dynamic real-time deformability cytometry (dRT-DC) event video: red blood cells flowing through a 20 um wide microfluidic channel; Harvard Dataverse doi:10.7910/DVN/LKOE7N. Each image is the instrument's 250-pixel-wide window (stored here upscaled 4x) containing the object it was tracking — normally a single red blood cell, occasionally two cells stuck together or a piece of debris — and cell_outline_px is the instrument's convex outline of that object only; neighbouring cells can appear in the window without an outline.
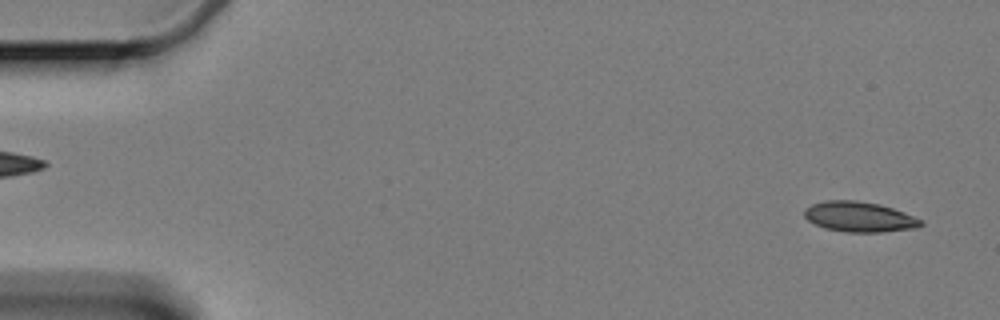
{"species": "Egyptian fruit bat (a non-hibernating species)", "species_latin": "Rousettus aegyptiacus", "temperature_condition": "cold", "stored_images_in_passage": 58, "camera_frame_rate_fps": 3000, "um_per_image_px": 0.085, "animal": {"sex": "female"}, "frame": {"image": 1, "passage_image": 2, "time_ms": 0.333, "image_size_px": [1000, 320], "cell_outline_px": [[924, 224], [916, 228], [880, 232], [844, 232], [824, 228], [808, 220], [804, 216], [804, 208], [812, 204], [824, 200], [856, 200], [880, 204], [892, 208], [924, 220]], "centroid_in_image_um": [73.04, 18.43], "position_along_channel_um": 12.0, "area_um2": 20.63}}
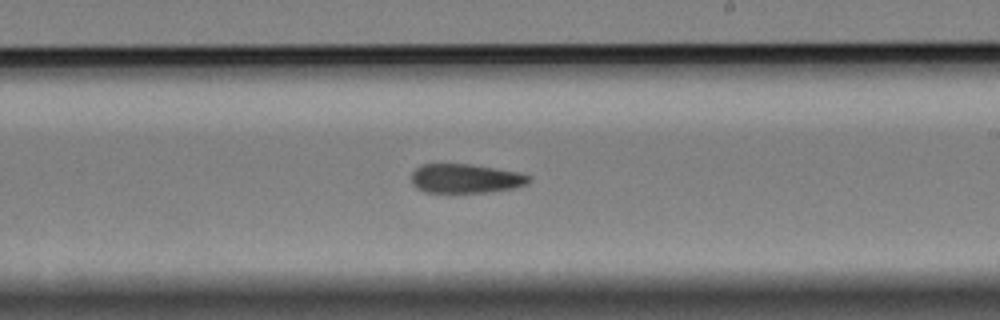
{"frame": {"image": 2, "passage_image": 34, "time_ms": 11.0, "image_size_px": [1000, 320], "cell_outline_px": [[532, 180], [528, 184], [512, 188], [488, 192], [424, 192], [416, 188], [412, 184], [412, 172], [420, 164], [472, 164], [520, 172], [532, 176]], "centroid_in_image_um": [39.6, 15.16], "position_along_channel_um": 249.4, "area_um2": 20.17}}
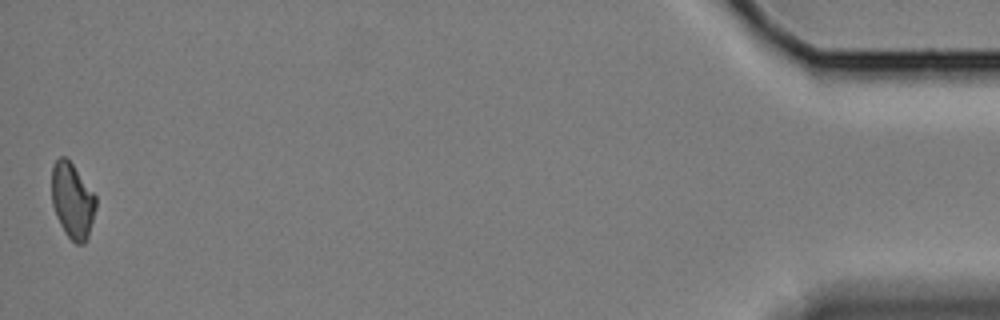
{"frame": {"image": 3, "passage_image": 58, "time_ms": 19.0, "image_size_px": [1000, 320], "cell_outline_px": [[96, 208], [88, 236], [84, 244], [76, 244], [64, 232], [56, 216], [52, 204], [52, 164], [60, 156], [64, 156], [72, 164], [96, 196]], "centroid_in_image_um": [6.15, 17.06], "position_along_channel_um": 429.1, "area_um2": 19.31}, "authors_computed_cell_mechanics": {"area_um2": 20.8369, "velocity_mm_per_s": 3.3513, "shape_relaxation_time_tau1_ms": 4.333, "shape_relaxation_time_tau2_ms": 4.5747, "deformation_change_tau1": 0.1254, "deformation_change_tau2": 0.1252}}